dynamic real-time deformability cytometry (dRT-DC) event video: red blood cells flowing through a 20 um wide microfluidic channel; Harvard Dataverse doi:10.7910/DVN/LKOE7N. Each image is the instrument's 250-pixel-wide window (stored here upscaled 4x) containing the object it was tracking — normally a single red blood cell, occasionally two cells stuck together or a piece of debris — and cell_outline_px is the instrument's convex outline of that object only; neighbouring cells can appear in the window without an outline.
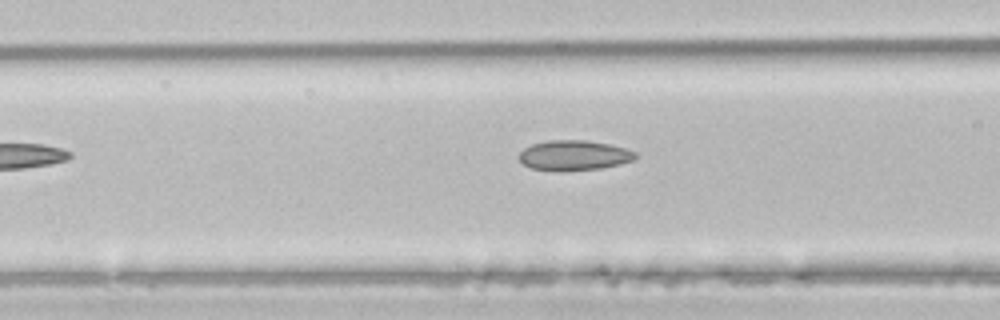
{"species": "common noctule bat (a hibernating species)", "species_latin": "Nyctalus noctula", "temperature_condition": "room temperature", "stored_images_in_passage": 4, "camera_frame_rate_fps": 3000, "um_per_image_px": 0.085, "animal": {"sex": "male", "body_mass_g": 21.5, "forearm_length_mm": 52.0}, "frame": {"image": 1, "passage_image": 4, "time_ms": 1.0, "image_size_px": [1000, 320], "cell_outline_px": [[636, 156], [632, 160], [620, 164], [600, 168], [532, 168], [524, 164], [520, 160], [520, 152], [524, 148], [532, 144], [548, 140], [584, 140], [608, 144], [624, 148], [636, 152]], "centroid_in_image_um": [48.81, 13.15], "position_along_channel_um": 117.8, "area_um2": 19.31}}